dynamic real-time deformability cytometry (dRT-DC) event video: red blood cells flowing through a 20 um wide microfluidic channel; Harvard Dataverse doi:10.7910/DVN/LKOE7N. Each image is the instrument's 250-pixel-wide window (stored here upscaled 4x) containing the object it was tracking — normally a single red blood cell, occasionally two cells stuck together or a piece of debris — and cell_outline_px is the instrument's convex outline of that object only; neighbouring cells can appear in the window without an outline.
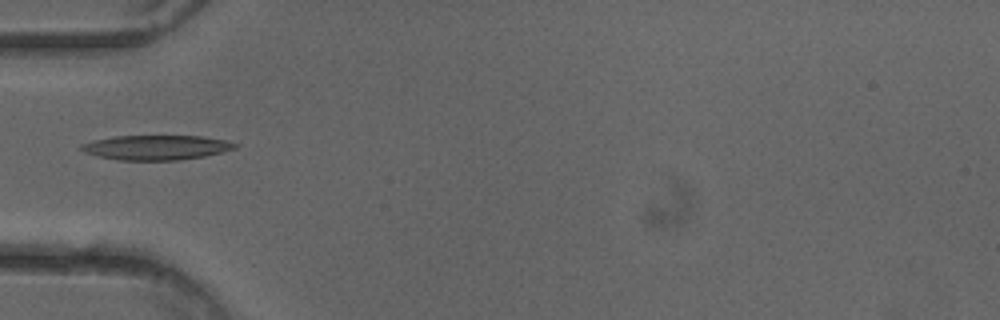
{"species": "common noctule bat (a hibernating species)", "species_latin": "Nyctalus noctula", "temperature_condition": "cold", "stored_images_in_passage": 28, "camera_frame_rate_fps": 3000, "um_per_image_px": 0.085, "animal": {"sex": "female"}, "frame": {"image": 1, "passage_image": 1, "time_ms": 0.0, "image_size_px": [1000, 320], "cell_outline_px": [[240, 144], [236, 148], [224, 152], [204, 156], [180, 160], [116, 160], [84, 152], [80, 148], [80, 144], [92, 140], [112, 136], [204, 136], [228, 140]], "centroid_in_image_um": [13.32, 12.53], "position_along_channel_um": 71.7, "area_um2": 22.37}}
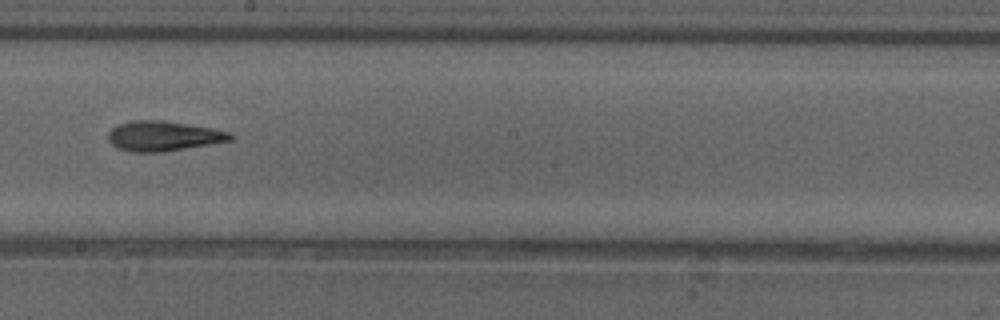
{"frame": {"image": 2, "passage_image": 13, "time_ms": 4.0, "image_size_px": [1000, 320], "cell_outline_px": [[236, 136], [232, 140], [164, 152], [132, 152], [116, 148], [108, 140], [108, 132], [116, 124], [132, 120], [164, 120], [212, 128], [232, 132]], "centroid_in_image_um": [13.88, 11.56], "position_along_channel_um": 234.3, "area_um2": 21.62}}
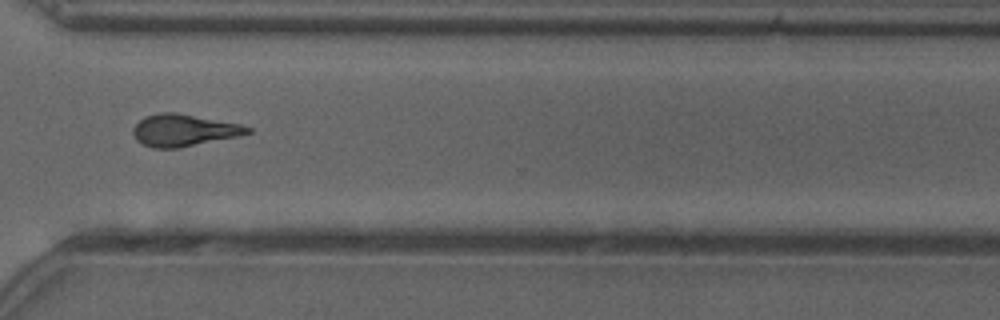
{"frame": {"image": 3, "passage_image": 22, "time_ms": 7.0, "image_size_px": [1000, 320], "cell_outline_px": [[252, 132], [236, 136], [180, 148], [152, 148], [140, 144], [136, 140], [132, 132], [132, 128], [144, 116], [160, 112], [176, 112], [240, 124], [252, 128]], "centroid_in_image_um": [15.56, 11.07], "position_along_channel_um": 355.0, "area_um2": 21.39}, "authors_computed_cell_mechanics": {"area_um2": 20.6924, "velocity_mm_per_s": 4.0316, "shape_relaxation_time_tau1_ms": null, "shape_relaxation_time_tau2_ms": 3.4549, "deformation_change_tau1": null, "deformation_change_tau2": 0.1421}}